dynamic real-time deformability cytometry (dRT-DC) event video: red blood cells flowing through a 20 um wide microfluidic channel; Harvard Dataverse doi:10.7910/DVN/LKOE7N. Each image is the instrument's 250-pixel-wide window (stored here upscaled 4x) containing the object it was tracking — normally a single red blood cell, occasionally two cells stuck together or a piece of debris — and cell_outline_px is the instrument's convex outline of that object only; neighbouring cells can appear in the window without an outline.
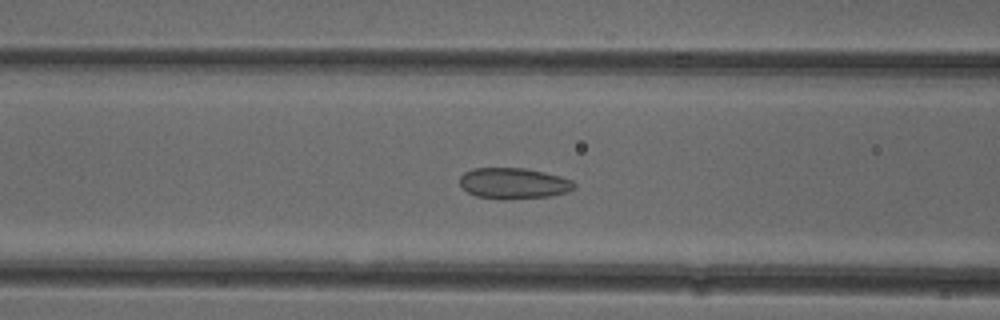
{"species": "common noctule bat (a hibernating species)", "species_latin": "Nyctalus noctula", "temperature_condition": "cold", "stored_images_in_passage": 43, "camera_frame_rate_fps": 3000, "um_per_image_px": 0.085, "animal": {"sex": "female"}, "frame": {"image": 1, "passage_image": 12, "time_ms": 3.667, "image_size_px": [1000, 320], "cell_outline_px": [[576, 188], [568, 192], [552, 196], [504, 200], [500, 200], [476, 196], [460, 188], [460, 176], [464, 172], [472, 168], [524, 168], [544, 172], [560, 176], [572, 180], [576, 184]], "centroid_in_image_um": [43.65, 15.6], "position_along_channel_um": 122.9, "area_um2": 21.04}}
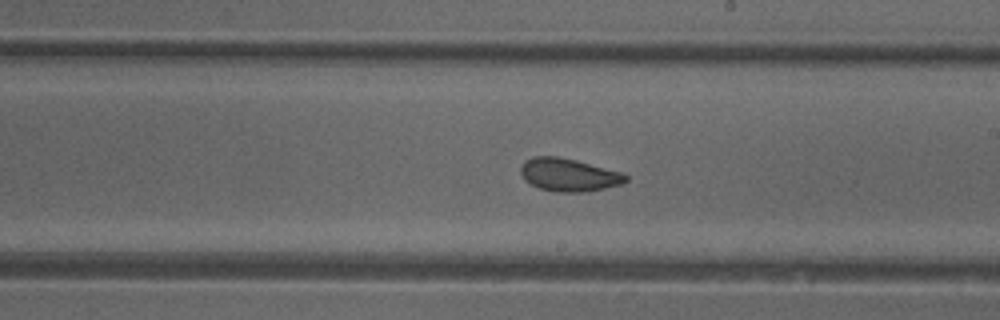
{"frame": {"image": 2, "passage_image": 21, "time_ms": 6.667, "image_size_px": [1000, 320], "cell_outline_px": [[628, 180], [620, 184], [604, 188], [580, 192], [560, 192], [540, 188], [524, 180], [520, 172], [520, 168], [524, 160], [532, 156], [556, 156], [576, 160], [620, 172], [628, 176]], "centroid_in_image_um": [48.3, 14.85], "position_along_channel_um": 240.7, "area_um2": 19.94}}
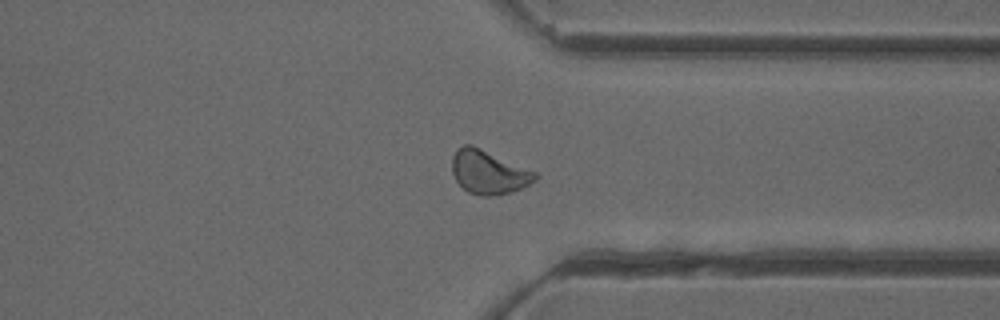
{"frame": {"image": 3, "passage_image": 31, "time_ms": 10.0, "image_size_px": [1000, 320], "cell_outline_px": [[540, 176], [536, 180], [512, 192], [488, 196], [484, 196], [468, 192], [456, 180], [452, 172], [452, 156], [456, 148], [464, 144], [472, 144], [536, 172]], "centroid_in_image_um": [41.51, 14.61], "position_along_channel_um": 369.9, "area_um2": 21.1}, "authors_computed_cell_mechanics": {"area_um2": 20.3456, "velocity_mm_per_s": 3.9208, "shape_relaxation_time_tau1_ms": 6.8141, "shape_relaxation_time_tau2_ms": 1.2499, "deformation_change_tau1": 0.1206, "deformation_change_tau2": 0.0566}}